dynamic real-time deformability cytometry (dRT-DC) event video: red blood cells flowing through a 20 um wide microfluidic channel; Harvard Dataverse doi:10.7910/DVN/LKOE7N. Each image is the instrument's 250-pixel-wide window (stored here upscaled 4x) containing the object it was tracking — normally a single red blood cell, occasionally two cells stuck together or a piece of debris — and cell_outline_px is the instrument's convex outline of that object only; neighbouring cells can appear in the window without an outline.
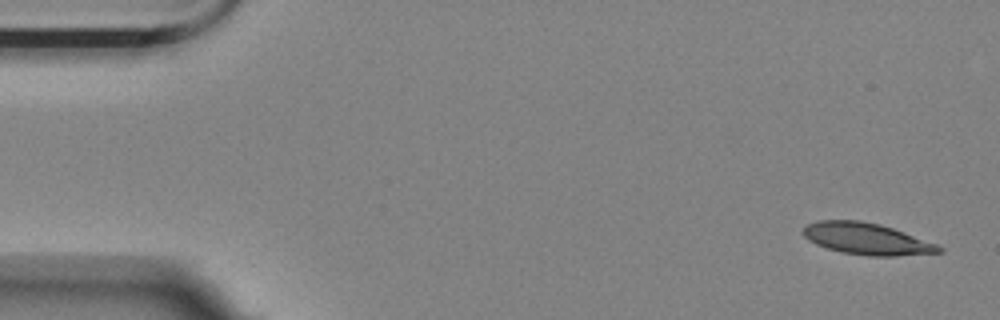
{"species": "Egyptian fruit bat (a non-hibernating species)", "species_latin": "Rousettus aegyptiacus", "temperature_condition": "room temperature", "stored_images_in_passage": 4, "camera_frame_rate_fps": 3000, "um_per_image_px": 0.085, "animal": {"sex": "female"}, "frame": {"image": 1, "passage_image": 1, "time_ms": 0.0, "image_size_px": [1000, 320], "cell_outline_px": [[944, 252], [892, 256], [868, 256], [844, 252], [828, 248], [816, 244], [808, 240], [804, 236], [804, 228], [808, 224], [816, 220], [860, 220], [880, 224], [904, 232], [936, 244], [944, 248]], "centroid_in_image_um": [73.67, 20.29], "position_along_channel_um": 11.3, "area_um2": 24.8}}
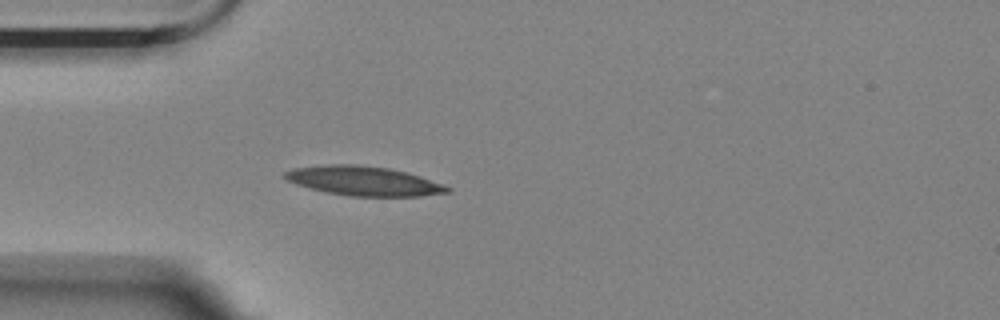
{"frame": {"image": 2, "passage_image": 4, "time_ms": 1.0, "image_size_px": [1000, 320], "cell_outline_px": [[452, 192], [420, 196], [348, 196], [328, 192], [296, 184], [280, 176], [284, 172], [292, 168], [328, 164], [356, 164], [388, 168], [408, 172], [444, 184], [452, 188]], "centroid_in_image_um": [30.93, 15.37], "position_along_channel_um": 54.1, "area_um2": 27.92}}